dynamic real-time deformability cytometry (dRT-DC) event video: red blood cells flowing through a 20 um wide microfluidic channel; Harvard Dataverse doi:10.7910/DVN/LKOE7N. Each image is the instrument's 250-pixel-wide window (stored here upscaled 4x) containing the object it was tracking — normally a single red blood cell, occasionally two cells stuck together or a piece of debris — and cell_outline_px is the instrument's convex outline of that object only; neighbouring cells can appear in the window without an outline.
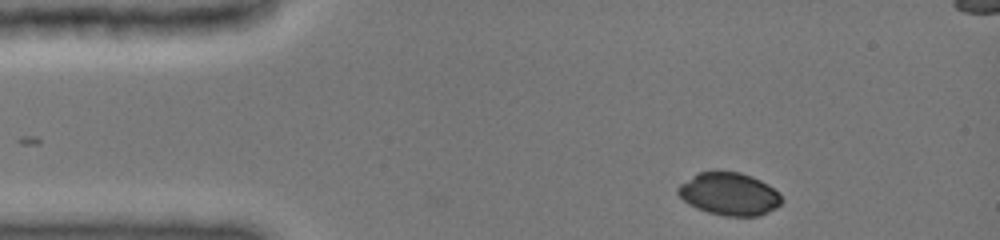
{"species": "common noctule bat (a hibernating species)", "species_latin": "Nyctalus noctula", "temperature_condition": "cold", "stored_images_in_passage": 27, "camera_frame_rate_fps": 3000, "um_per_image_px": 0.085, "animal": {"sex": "female", "body_mass_g": 19.0, "forearm_length_mm": 51.5}, "frame": {"image": 1, "passage_image": 1, "time_ms": 0.0, "image_size_px": [1000, 240], "cell_outline_px": [[784, 200], [776, 208], [760, 216], [724, 216], [708, 212], [696, 208], [688, 204], [676, 192], [676, 188], [680, 184], [692, 176], [700, 172], [716, 168], [740, 172], [752, 176], [768, 184], [780, 192]], "centroid_in_image_um": [62.0, 16.46], "position_along_channel_um": 23.0, "area_um2": 26.47}}
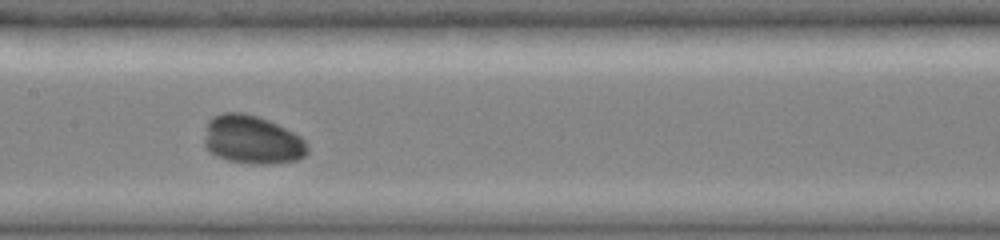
{"frame": {"image": 2, "passage_image": 18, "time_ms": 5.667, "image_size_px": [1000, 240], "cell_outline_px": [[308, 152], [304, 156], [296, 160], [268, 164], [260, 164], [228, 160], [216, 156], [208, 152], [204, 144], [204, 140], [208, 120], [212, 116], [224, 112], [244, 112], [268, 120], [300, 136], [304, 140], [308, 148]], "centroid_in_image_um": [21.4, 11.87], "position_along_channel_um": 186.0, "area_um2": 29.07}}
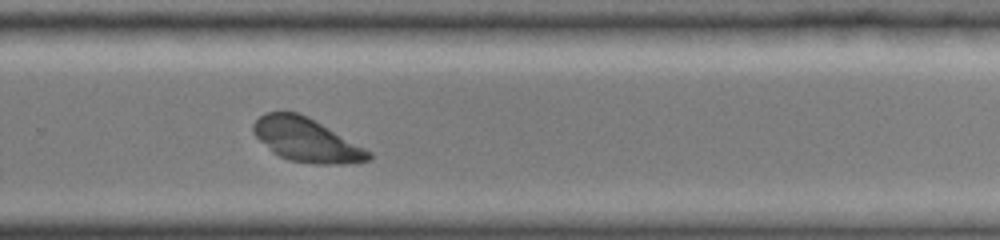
{"frame": {"image": 3, "passage_image": 27, "time_ms": 8.667, "image_size_px": [1000, 240], "cell_outline_px": [[372, 160], [344, 164], [316, 164], [288, 160], [272, 152], [252, 132], [252, 124], [264, 112], [300, 112], [308, 116], [372, 152]], "centroid_in_image_um": [26.05, 11.89], "position_along_channel_um": 303.8, "area_um2": 29.36}}